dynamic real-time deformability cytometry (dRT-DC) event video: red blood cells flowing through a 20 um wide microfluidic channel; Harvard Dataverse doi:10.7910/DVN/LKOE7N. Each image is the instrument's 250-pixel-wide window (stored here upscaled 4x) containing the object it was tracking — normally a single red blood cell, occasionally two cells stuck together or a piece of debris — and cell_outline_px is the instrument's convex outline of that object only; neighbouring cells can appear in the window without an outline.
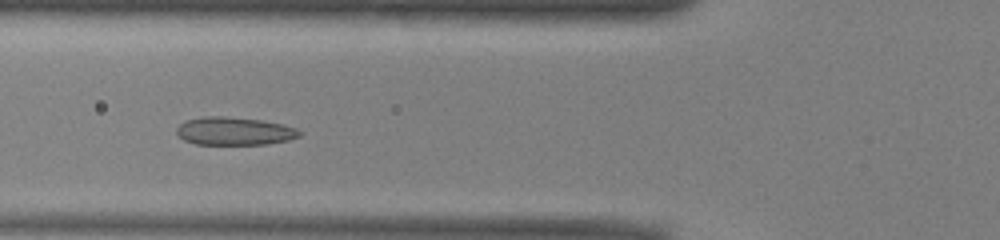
{"species": "common noctule bat (a hibernating species)", "species_latin": "Nyctalus noctula", "temperature_condition": "warm", "stored_images_in_passage": 46, "camera_frame_rate_fps": 3000, "um_per_image_px": 0.085, "animal": {"sex": "male", "body_mass_g": 13.0, "forearm_length_mm": 53.1}, "frame": {"image": 1, "passage_image": 13, "time_ms": 4.0, "image_size_px": [1000, 240], "cell_outline_px": [[304, 132], [300, 136], [288, 140], [268, 144], [196, 144], [184, 140], [176, 132], [176, 128], [184, 120], [204, 116], [224, 116], [260, 120], [280, 124], [296, 128]], "centroid_in_image_um": [19.91, 11.14], "position_along_channel_um": 105.9, "area_um2": 20.06}}
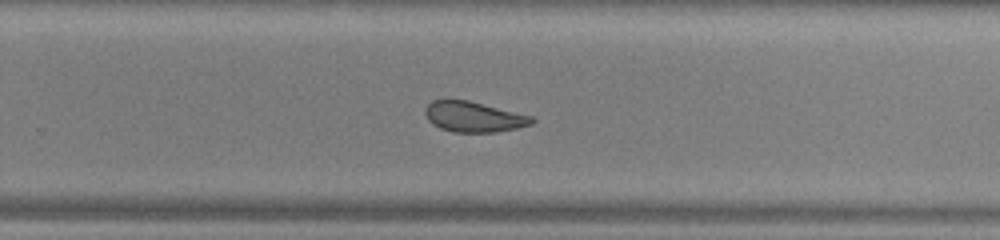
{"frame": {"image": 2, "passage_image": 27, "time_ms": 8.667, "image_size_px": [1000, 240], "cell_outline_px": [[536, 120], [532, 124], [516, 128], [496, 132], [452, 132], [440, 128], [432, 124], [428, 120], [424, 112], [424, 108], [432, 100], [468, 100], [532, 116]], "centroid_in_image_um": [40.25, 9.93], "position_along_channel_um": 289.6, "area_um2": 18.9}}
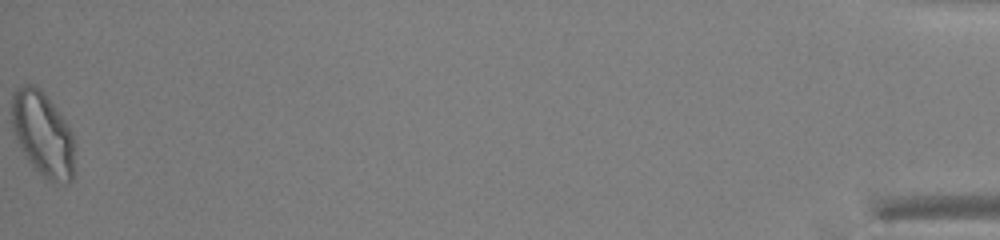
{"frame": {"image": 3, "passage_image": 46, "time_ms": 15.0, "image_size_px": [1000, 240], "cell_outline_px": [[76, 176], [68, 184], [64, 184], [48, 180], [40, 176], [28, 160], [20, 148], [12, 132], [12, 92], [16, 88], [24, 84], [32, 84], [40, 88], [44, 92], [56, 108], [72, 132]], "centroid_in_image_um": [3.65, 11.43], "position_along_channel_um": 431.6, "area_um2": 31.62}, "authors_computed_cell_mechanics": {"area_um2": 21.5016, "velocity_mm_per_s": 3.9467, "shape_relaxation_time_tau1_ms": 10.2608, "shape_relaxation_time_tau2_ms": 1.4779, "deformation_change_tau1": 0.1623, "deformation_change_tau2": 0.065}}